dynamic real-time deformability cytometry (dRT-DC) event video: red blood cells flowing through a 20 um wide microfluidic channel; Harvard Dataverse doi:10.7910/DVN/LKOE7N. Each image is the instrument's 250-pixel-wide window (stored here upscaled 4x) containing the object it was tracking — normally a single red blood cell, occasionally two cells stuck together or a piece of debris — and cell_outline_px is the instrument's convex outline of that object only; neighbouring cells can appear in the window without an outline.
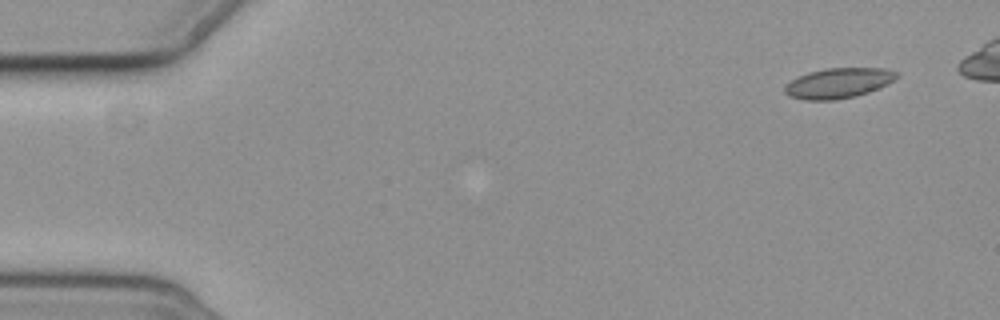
{"species": "common noctule bat (a hibernating species)", "species_latin": "Nyctalus noctula", "temperature_condition": "cold", "stored_images_in_passage": 9, "camera_frame_rate_fps": 3000, "um_per_image_px": 0.085, "animal": {"sex": "female", "body_mass_g": 19.3, "forearm_length_mm": 54.1}, "frame": {"image": 1, "passage_image": 1, "time_ms": 0.0, "image_size_px": [1000, 320], "cell_outline_px": [[900, 76], [888, 84], [880, 88], [856, 96], [836, 100], [804, 100], [788, 96], [784, 92], [784, 84], [808, 72], [824, 68], [888, 68], [900, 72]], "centroid_in_image_um": [71.3, 7.06], "position_along_channel_um": 13.7, "area_um2": 20.06}}
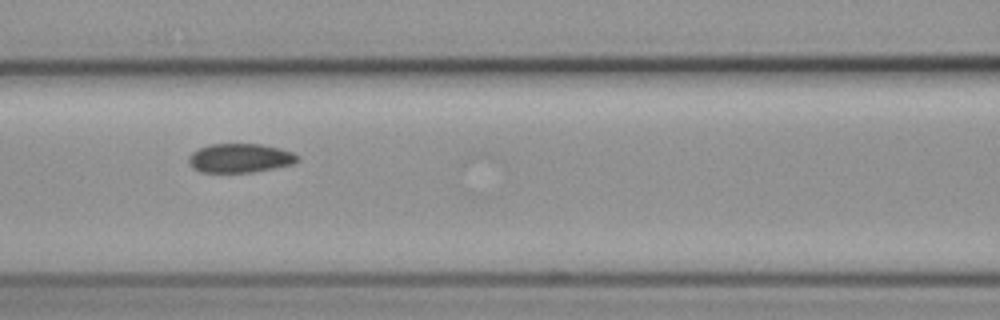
{"frame": {"image": 2, "passage_image": 7, "time_ms": 7.0, "image_size_px": [1000, 320], "cell_outline_px": [[300, 160], [292, 164], [252, 172], [200, 172], [192, 168], [188, 164], [188, 156], [192, 152], [208, 144], [260, 144], [280, 148], [292, 152], [300, 156]], "centroid_in_image_um": [20.38, 13.43], "position_along_channel_um": 146.2, "area_um2": 18.5}}
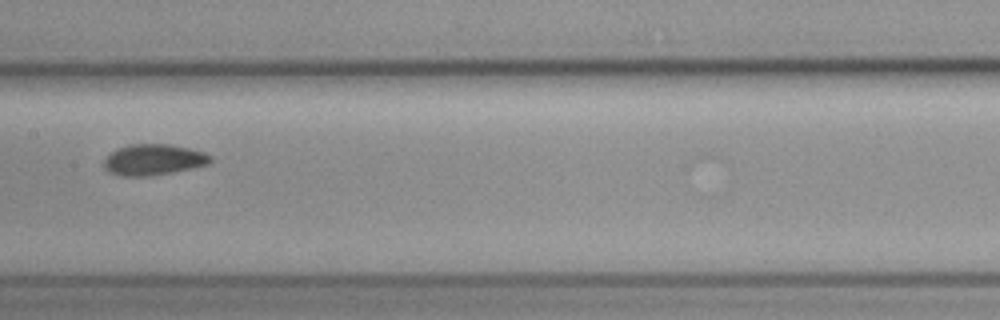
{"frame": {"image": 3, "passage_image": 8, "time_ms": 8.333, "image_size_px": [1000, 320], "cell_outline_px": [[212, 160], [208, 164], [192, 168], [152, 176], [120, 176], [108, 172], [104, 168], [104, 160], [116, 148], [132, 144], [168, 144], [188, 148], [204, 152], [212, 156]], "centroid_in_image_um": [13.04, 13.58], "position_along_channel_um": 194.4, "area_um2": 19.25}}